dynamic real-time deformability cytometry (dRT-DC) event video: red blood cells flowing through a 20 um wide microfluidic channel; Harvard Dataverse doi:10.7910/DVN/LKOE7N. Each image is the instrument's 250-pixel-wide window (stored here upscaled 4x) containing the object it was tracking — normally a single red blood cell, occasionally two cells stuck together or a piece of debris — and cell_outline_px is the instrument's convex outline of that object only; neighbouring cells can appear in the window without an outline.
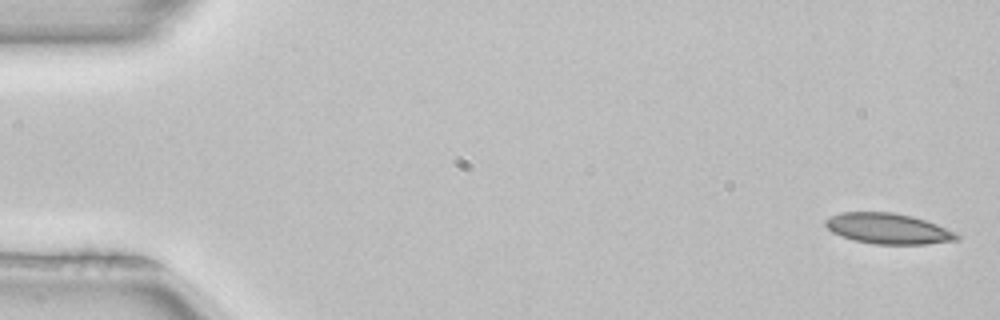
{"species": "common noctule bat (a hibernating species)", "species_latin": "Nyctalus noctula", "temperature_condition": "room temperature", "stored_images_in_passage": 6, "camera_frame_rate_fps": 3000, "um_per_image_px": 0.085, "animal": {"sex": "female", "body_mass_g": 22.7, "forearm_length_mm": 54.2}, "frame": {"image": 1, "passage_image": 1, "time_ms": 0.0, "image_size_px": [1000, 320], "cell_outline_px": [[960, 236], [956, 240], [924, 244], [876, 244], [856, 240], [832, 232], [824, 224], [824, 220], [840, 212], [892, 212], [912, 216], [936, 224], [956, 232]], "centroid_in_image_um": [75.49, 19.42], "position_along_channel_um": 9.5, "area_um2": 23.12}}
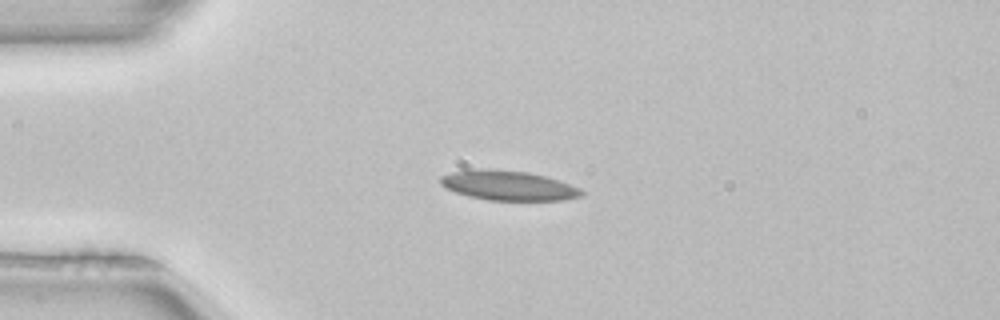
{"frame": {"image": 2, "passage_image": 4, "time_ms": 1.0, "image_size_px": [1000, 320], "cell_outline_px": [[584, 196], [564, 200], [488, 200], [468, 196], [444, 188], [440, 184], [440, 176], [452, 172], [480, 168], [528, 172], [544, 176], [580, 188], [584, 192]], "centroid_in_image_um": [43.18, 15.77], "position_along_channel_um": 41.8, "area_um2": 24.33}}